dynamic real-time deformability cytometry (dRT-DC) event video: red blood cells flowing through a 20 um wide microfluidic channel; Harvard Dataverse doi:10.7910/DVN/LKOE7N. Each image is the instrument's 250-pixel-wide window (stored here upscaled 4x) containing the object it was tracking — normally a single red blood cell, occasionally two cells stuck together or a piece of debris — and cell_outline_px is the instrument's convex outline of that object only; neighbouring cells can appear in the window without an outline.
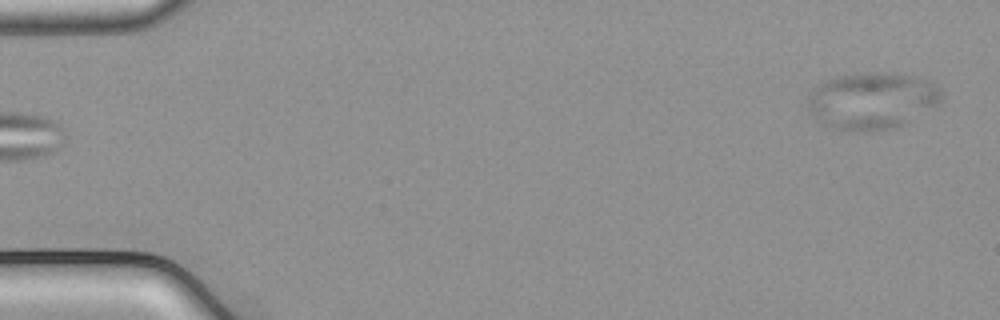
{"species": "common noctule bat (a hibernating species)", "species_latin": "Nyctalus noctula", "temperature_condition": "cold", "stored_images_in_passage": 52, "camera_frame_rate_fps": 3000, "um_per_image_px": 0.085, "animal": {"sex": "male", "body_mass_g": 21.5, "forearm_length_mm": 52.0}, "frame": {"image": 1, "passage_image": 1, "time_ms": 0.0, "image_size_px": [1000, 320], "cell_outline_px": [[944, 100], [908, 124], [896, 128], [848, 132], [836, 128], [820, 120], [808, 108], [808, 100], [812, 92], [820, 84], [828, 80], [840, 76], [868, 72], [912, 76], [932, 80], [944, 92]], "centroid_in_image_um": [74.24, 8.57], "position_along_channel_um": 10.8, "area_um2": 44.04}}
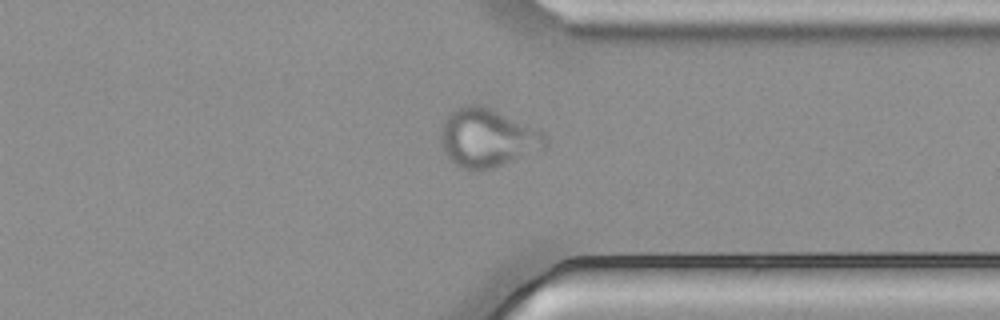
{"frame": {"image": 2, "passage_image": 40, "time_ms": 13.0, "image_size_px": [1000, 320], "cell_outline_px": [[548, 148], [484, 172], [480, 172], [464, 168], [456, 164], [448, 156], [440, 140], [440, 132], [444, 120], [456, 108], [464, 104], [480, 104], [544, 132], [548, 140]], "centroid_in_image_um": [41.46, 11.75], "position_along_channel_um": 369.9, "area_um2": 35.84}}
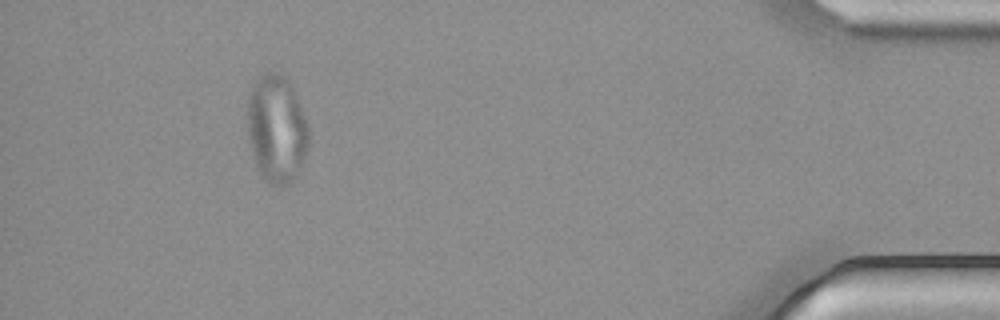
{"frame": {"image": 3, "passage_image": 48, "time_ms": 15.667, "image_size_px": [1000, 320], "cell_outline_px": [[308, 144], [304, 156], [292, 180], [288, 184], [280, 188], [272, 184], [264, 176], [256, 160], [248, 136], [248, 100], [252, 88], [256, 80], [260, 76], [268, 72], [280, 72], [292, 84], [308, 124]], "centroid_in_image_um": [23.53, 10.88], "position_along_channel_um": 411.7, "area_um2": 37.63}}